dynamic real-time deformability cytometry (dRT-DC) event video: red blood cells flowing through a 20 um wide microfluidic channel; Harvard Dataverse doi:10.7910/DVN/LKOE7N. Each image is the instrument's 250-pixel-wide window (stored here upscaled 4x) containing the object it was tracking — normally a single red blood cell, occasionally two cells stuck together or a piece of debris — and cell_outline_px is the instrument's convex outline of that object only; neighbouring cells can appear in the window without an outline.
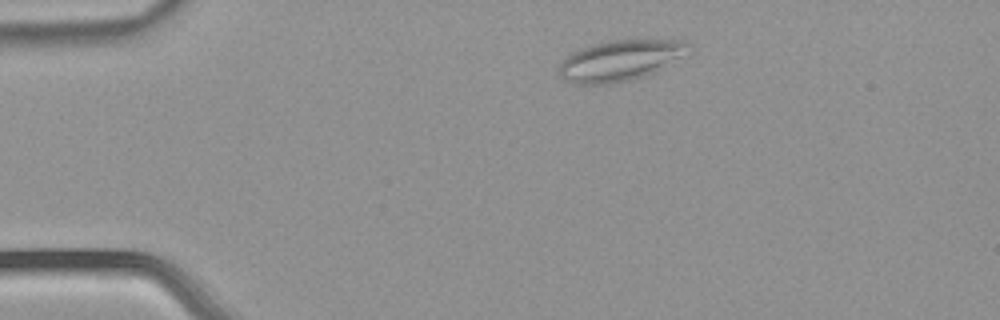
{"species": "common noctule bat (a hibernating species)", "species_latin": "Nyctalus noctula", "temperature_condition": "warm", "stored_images_in_passage": 4, "camera_frame_rate_fps": 3000, "um_per_image_px": 0.085, "animal": {"sex": "male", "body_mass_g": 21.5, "forearm_length_mm": 52.0}, "frame": {"image": 1, "passage_image": 2, "time_ms": 0.333, "image_size_px": [1000, 320], "cell_outline_px": [[696, 48], [692, 52], [644, 76], [628, 80], [608, 84], [572, 84], [556, 76], [556, 72], [560, 60], [564, 56], [580, 48], [592, 44], [608, 40], [656, 36], [684, 40], [692, 44]], "centroid_in_image_um": [52.76, 5.07], "position_along_channel_um": 32.2, "area_um2": 32.54}}